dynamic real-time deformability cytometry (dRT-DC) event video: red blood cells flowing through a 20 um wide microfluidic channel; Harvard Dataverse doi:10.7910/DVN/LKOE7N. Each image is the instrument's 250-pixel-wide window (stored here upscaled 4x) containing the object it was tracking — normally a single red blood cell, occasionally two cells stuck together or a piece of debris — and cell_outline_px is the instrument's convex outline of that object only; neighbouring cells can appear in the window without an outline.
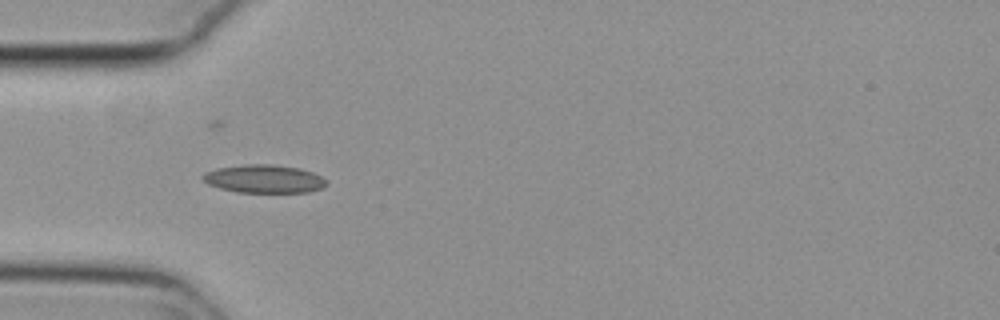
{"species": "common noctule bat (a hibernating species)", "species_latin": "Nyctalus noctula", "temperature_condition": "cold", "stored_images_in_passage": 39, "camera_frame_rate_fps": 3000, "um_per_image_px": 0.085, "animal": {"sex": "female", "body_mass_g": 29.2, "forearm_length_mm": 56.3}, "frame": {"image": 1, "passage_image": 1, "time_ms": 0.0, "image_size_px": [1000, 320], "cell_outline_px": [[328, 184], [324, 188], [308, 192], [236, 192], [220, 188], [208, 184], [200, 176], [204, 172], [216, 168], [248, 164], [272, 164], [300, 168], [312, 172], [328, 180]], "centroid_in_image_um": [22.46, 15.2], "position_along_channel_um": 62.5, "area_um2": 20.46}}
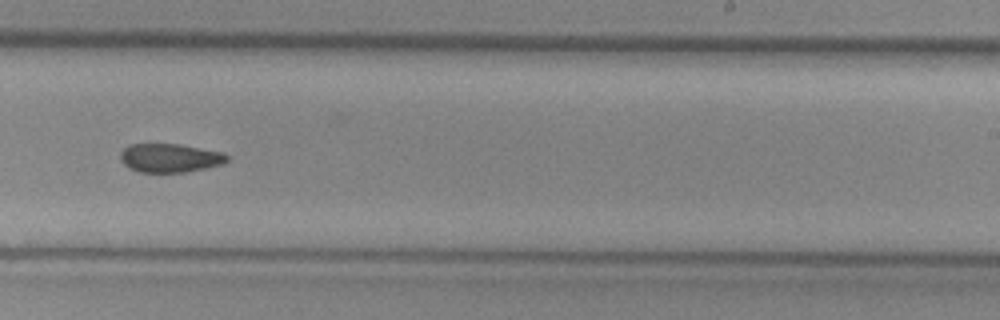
{"frame": {"image": 2, "passage_image": 18, "time_ms": 5.667, "image_size_px": [1000, 320], "cell_outline_px": [[228, 160], [224, 164], [184, 172], [140, 172], [128, 168], [120, 160], [120, 152], [128, 144], [180, 144], [224, 152], [228, 156]], "centroid_in_image_um": [14.44, 13.42], "position_along_channel_um": 274.6, "area_um2": 17.98}}
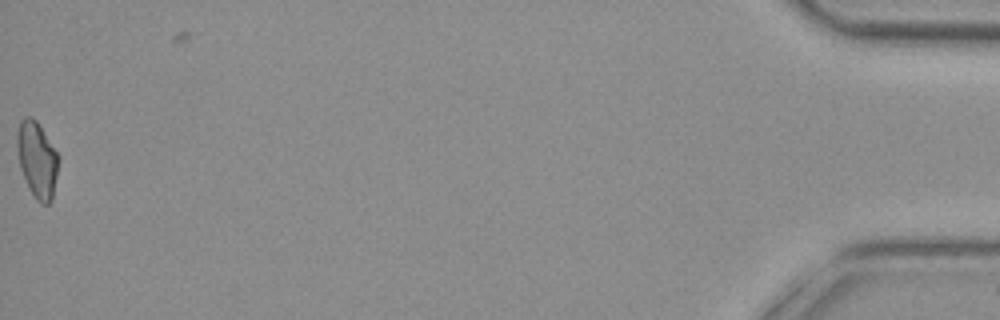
{"frame": {"image": 3, "passage_image": 39, "time_ms": 12.667, "image_size_px": [1000, 320], "cell_outline_px": [[56, 176], [52, 200], [48, 204], [40, 204], [36, 200], [28, 188], [20, 168], [16, 148], [16, 136], [20, 120], [24, 116], [32, 116], [36, 120], [56, 152]], "centroid_in_image_um": [3.09, 13.57], "position_along_channel_um": 432.1, "area_um2": 18.09}, "authors_computed_cell_mechanics": {"area_um2": 18.2648, "velocity_mm_per_s": 3.7649, "shape_relaxation_time_tau1_ms": null, "shape_relaxation_time_tau2_ms": 5.9549, "deformation_change_tau1": null, "deformation_change_tau2": 0.1191}}